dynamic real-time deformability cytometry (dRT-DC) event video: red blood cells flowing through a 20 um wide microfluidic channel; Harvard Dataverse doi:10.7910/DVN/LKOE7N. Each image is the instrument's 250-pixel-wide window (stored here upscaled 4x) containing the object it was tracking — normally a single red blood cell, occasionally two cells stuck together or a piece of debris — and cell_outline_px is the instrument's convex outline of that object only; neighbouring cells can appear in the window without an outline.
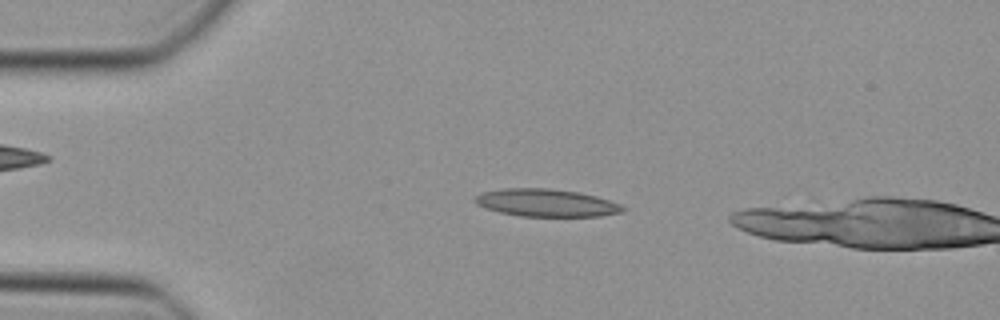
{"species": "Egyptian fruit bat (a non-hibernating species)", "species_latin": "Rousettus aegyptiacus", "temperature_condition": "cold", "stored_images_in_passage": 5, "camera_frame_rate_fps": 3000, "um_per_image_px": 0.085, "animal": {"sex": "female"}, "frame": {"image": 1, "passage_image": 3, "time_ms": 0.667, "image_size_px": [1000, 320], "cell_outline_px": [[628, 208], [624, 212], [600, 216], [520, 216], [500, 212], [476, 204], [472, 200], [476, 196], [484, 192], [500, 188], [548, 188], [576, 192], [596, 196], [620, 204]], "centroid_in_image_um": [46.45, 17.24], "position_along_channel_um": 38.5, "area_um2": 23.7}}